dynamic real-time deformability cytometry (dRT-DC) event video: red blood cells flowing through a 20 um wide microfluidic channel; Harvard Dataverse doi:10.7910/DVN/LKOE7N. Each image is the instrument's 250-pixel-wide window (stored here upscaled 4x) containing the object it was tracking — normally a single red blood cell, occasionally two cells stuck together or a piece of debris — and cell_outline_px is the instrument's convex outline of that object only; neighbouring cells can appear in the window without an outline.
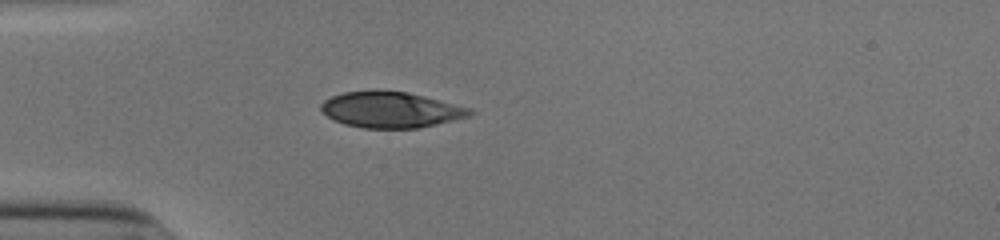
{"species": "human", "species_latin": "Homo sapiens", "temperature_condition": "cold", "stored_images_in_passage": 38, "camera_frame_rate_fps": 3000, "um_per_image_px": 0.085, "donor": {"sex": "male"}, "frame": {"image": 1, "passage_image": 1, "time_ms": 0.0, "image_size_px": [1000, 240], "cell_outline_px": [[476, 112], [468, 116], [452, 120], [416, 128], [364, 128], [344, 124], [332, 120], [320, 112], [320, 104], [324, 100], [332, 96], [344, 92], [376, 88], [408, 92], [472, 108]], "centroid_in_image_um": [33.15, 9.3], "position_along_channel_um": 51.8, "area_um2": 31.62}}
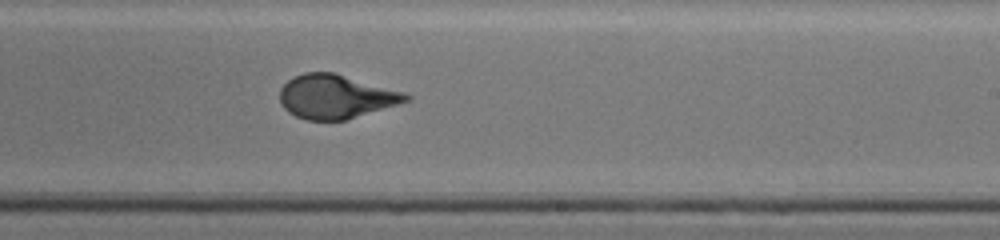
{"frame": {"image": 2, "passage_image": 18, "time_ms": 5.667, "image_size_px": [1000, 240], "cell_outline_px": [[412, 100], [400, 104], [344, 120], [308, 120], [296, 116], [288, 112], [284, 108], [280, 100], [280, 88], [292, 76], [304, 72], [332, 72], [404, 92], [412, 96]], "centroid_in_image_um": [28.54, 8.21], "position_along_channel_um": 260.5, "area_um2": 32.19}}
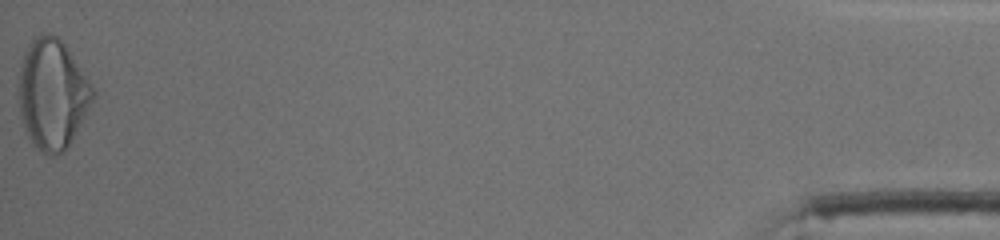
{"frame": {"image": 3, "passage_image": 38, "time_ms": 12.333, "image_size_px": [1000, 240], "cell_outline_px": [[96, 96], [68, 148], [64, 152], [52, 156], [36, 148], [32, 144], [28, 136], [20, 112], [20, 68], [24, 52], [28, 44], [36, 36], [44, 32], [48, 32], [56, 36], [64, 44], [96, 92]], "centroid_in_image_um": [4.47, 8.02], "position_along_channel_um": 430.7, "area_um2": 47.05}, "authors_computed_cell_mechanics": {"area_um2": 32.657, "velocity_mm_per_s": 3.9286, "shape_relaxation_time_tau1_ms": 6.8536, "shape_relaxation_time_tau2_ms": null, "deformation_change_tau1": 0.2601, "deformation_change_tau2": null}}